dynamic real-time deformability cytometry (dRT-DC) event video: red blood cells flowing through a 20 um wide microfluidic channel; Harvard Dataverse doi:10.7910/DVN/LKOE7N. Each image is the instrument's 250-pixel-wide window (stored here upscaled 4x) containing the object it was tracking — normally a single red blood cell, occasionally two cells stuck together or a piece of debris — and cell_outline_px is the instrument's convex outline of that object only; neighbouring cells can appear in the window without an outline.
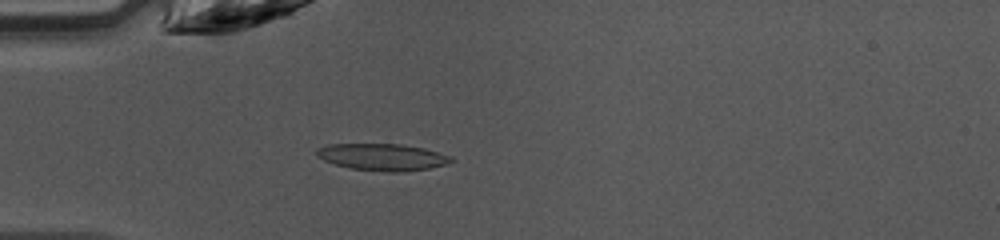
{"species": "common noctule bat (a hibernating species)", "species_latin": "Nyctalus noctula", "temperature_condition": "warm", "stored_images_in_passage": 44, "camera_frame_rate_fps": 3000, "um_per_image_px": 0.085, "animal": {"sex": "female", "body_mass_g": 10.0, "forearm_length_mm": 53.1}, "frame": {"image": 1, "passage_image": 14, "time_ms": 4.333, "image_size_px": [1000, 240], "cell_outline_px": [[456, 160], [444, 164], [428, 168], [404, 172], [388, 172], [348, 168], [324, 160], [316, 156], [316, 148], [328, 144], [404, 144], [424, 148], [452, 156]], "centroid_in_image_um": [32.5, 13.34], "position_along_channel_um": 52.5, "area_um2": 21.15}}
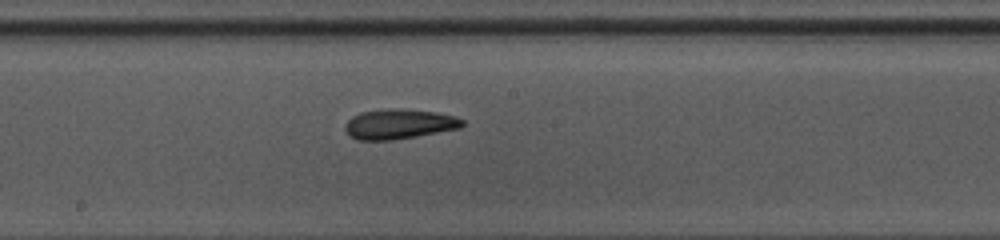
{"frame": {"image": 2, "passage_image": 26, "time_ms": 8.333, "image_size_px": [1000, 240], "cell_outline_px": [[464, 124], [460, 128], [416, 136], [392, 140], [356, 140], [344, 128], [344, 124], [352, 116], [360, 112], [436, 112], [456, 116], [464, 120]], "centroid_in_image_um": [33.93, 10.61], "position_along_channel_um": 214.3, "area_um2": 19.25}}
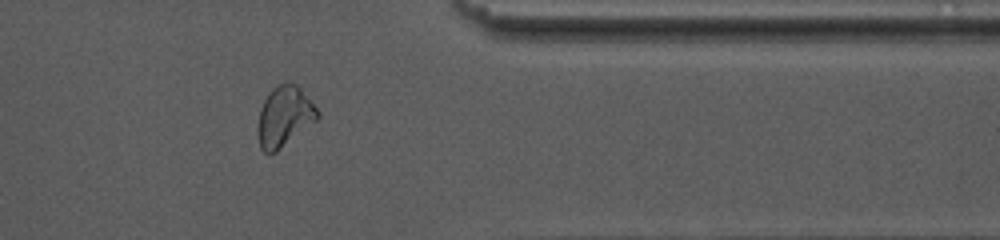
{"frame": {"image": 3, "passage_image": 39, "time_ms": 12.667, "image_size_px": [1000, 240], "cell_outline_px": [[320, 116], [316, 120], [276, 152], [264, 152], [260, 148], [256, 132], [256, 128], [260, 112], [264, 100], [272, 88], [288, 80], [296, 84], [300, 88], [320, 112]], "centroid_in_image_um": [24.15, 9.89], "position_along_channel_um": 387.2, "area_um2": 20.92}}